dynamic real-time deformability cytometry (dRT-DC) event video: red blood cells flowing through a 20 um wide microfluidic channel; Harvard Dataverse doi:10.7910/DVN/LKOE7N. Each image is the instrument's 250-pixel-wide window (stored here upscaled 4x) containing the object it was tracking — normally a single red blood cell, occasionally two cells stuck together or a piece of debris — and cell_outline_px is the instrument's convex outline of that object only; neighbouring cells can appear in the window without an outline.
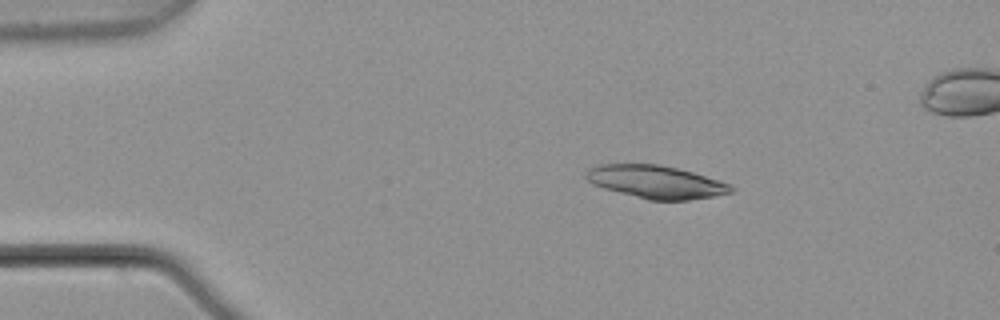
{"species": "common noctule bat (a hibernating species)", "species_latin": "Nyctalus noctula", "temperature_condition": "warm", "stored_images_in_passage": 4, "camera_frame_rate_fps": 3000, "um_per_image_px": 0.085, "animal": {"sex": "male", "body_mass_g": 21.5, "forearm_length_mm": 52.0}, "frame": {"image": 1, "passage_image": 2, "time_ms": 0.333, "image_size_px": [1000, 320], "cell_outline_px": [[736, 188], [732, 192], [716, 196], [688, 200], [648, 200], [604, 188], [588, 180], [584, 176], [584, 172], [588, 168], [600, 164], [660, 164], [692, 172], [720, 180], [732, 184]], "centroid_in_image_um": [55.79, 15.46], "position_along_channel_um": 29.2, "area_um2": 27.86}}